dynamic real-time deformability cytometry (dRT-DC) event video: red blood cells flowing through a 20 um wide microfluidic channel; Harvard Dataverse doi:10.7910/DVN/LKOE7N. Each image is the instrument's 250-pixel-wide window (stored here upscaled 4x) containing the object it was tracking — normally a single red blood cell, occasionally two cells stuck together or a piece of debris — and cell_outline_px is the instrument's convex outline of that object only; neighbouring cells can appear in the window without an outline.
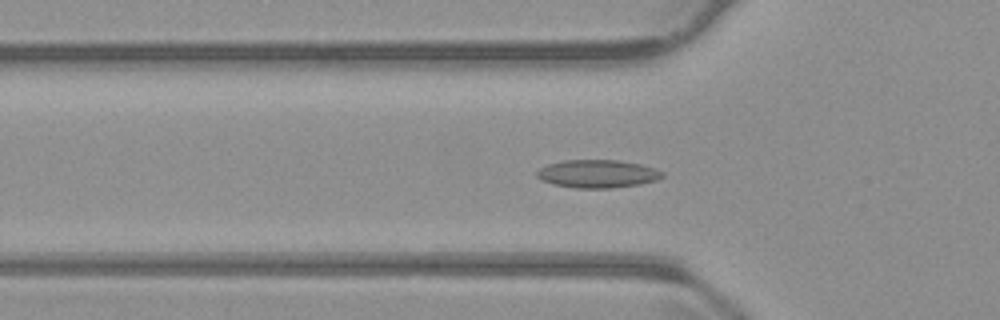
{"species": "common noctule bat (a hibernating species)", "species_latin": "Nyctalus noctula", "temperature_condition": "warm", "stored_images_in_passage": 54, "camera_frame_rate_fps": 3000, "um_per_image_px": 0.085, "animal": {"sex": "male", "body_mass_g": 23.1, "forearm_length_mm": 52.7}, "frame": {"image": 1, "passage_image": 18, "time_ms": 5.667, "image_size_px": [1000, 320], "cell_outline_px": [[664, 176], [656, 180], [640, 184], [612, 188], [576, 188], [552, 184], [540, 180], [536, 176], [536, 172], [540, 168], [548, 164], [564, 160], [620, 160], [640, 164], [656, 168], [664, 172]], "centroid_in_image_um": [50.79, 14.77], "position_along_channel_um": 75.0, "area_um2": 20.63}}
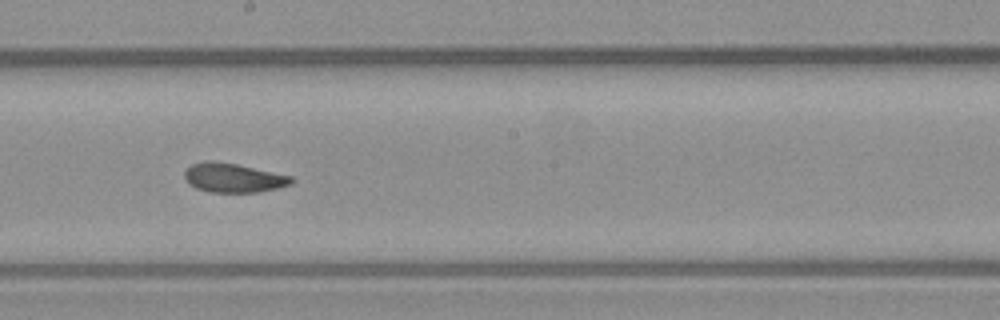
{"frame": {"image": 2, "passage_image": 30, "time_ms": 9.667, "image_size_px": [1000, 320], "cell_outline_px": [[296, 180], [292, 184], [260, 192], [212, 192], [196, 188], [184, 176], [184, 172], [192, 164], [204, 160], [212, 160], [236, 164], [292, 176]], "centroid_in_image_um": [19.87, 15.11], "position_along_channel_um": 228.3, "area_um2": 18.03}}
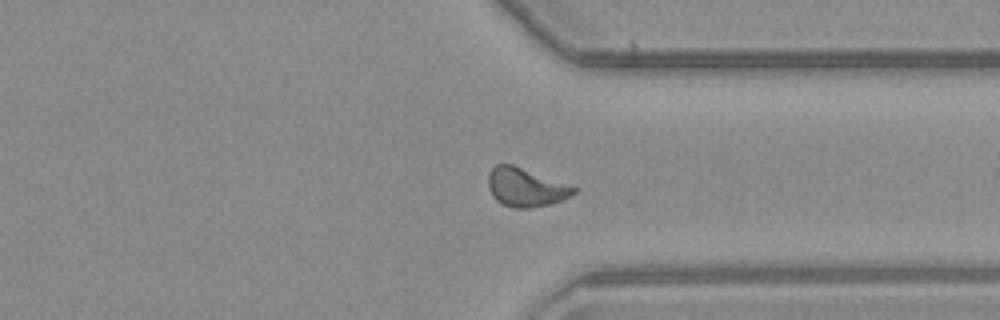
{"frame": {"image": 3, "passage_image": 41, "time_ms": 13.333, "image_size_px": [1000, 320], "cell_outline_px": [[576, 192], [560, 200], [548, 204], [528, 208], [512, 208], [496, 200], [492, 196], [488, 188], [488, 172], [496, 164], [512, 164], [576, 188]], "centroid_in_image_um": [44.6, 15.92], "position_along_channel_um": 366.8, "area_um2": 18.79}, "authors_computed_cell_mechanics": {"area_um2": 18.8717, "velocity_mm_per_s": 3.8014, "shape_relaxation_time_tau1_ms": null, "shape_relaxation_time_tau2_ms": 1.8612, "deformation_change_tau1": null, "deformation_change_tau2": 0.071}}